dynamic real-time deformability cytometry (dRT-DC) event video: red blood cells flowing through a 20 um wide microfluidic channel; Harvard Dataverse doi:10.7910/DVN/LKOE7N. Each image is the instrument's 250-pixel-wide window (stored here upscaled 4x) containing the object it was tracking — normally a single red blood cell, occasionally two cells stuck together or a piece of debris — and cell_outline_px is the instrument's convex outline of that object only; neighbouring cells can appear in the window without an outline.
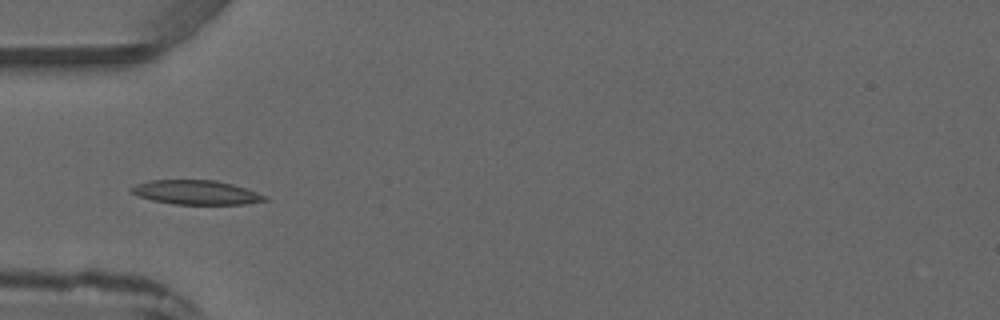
{"species": "common noctule bat (a hibernating species)", "species_latin": "Nyctalus noctula", "temperature_condition": "warm", "stored_images_in_passage": 3, "camera_frame_rate_fps": 3000, "um_per_image_px": 0.085, "animal": {"sex": "male", "forearm_length_mm": 52.5}, "frame": {"image": 1, "passage_image": 2, "time_ms": 2.333, "image_size_px": [1000, 320], "cell_outline_px": [[268, 200], [244, 204], [176, 204], [152, 200], [136, 196], [128, 188], [136, 184], [148, 180], [216, 180], [232, 184], [268, 196]], "centroid_in_image_um": [16.64, 16.35], "position_along_channel_um": 68.4, "area_um2": 18.84}}
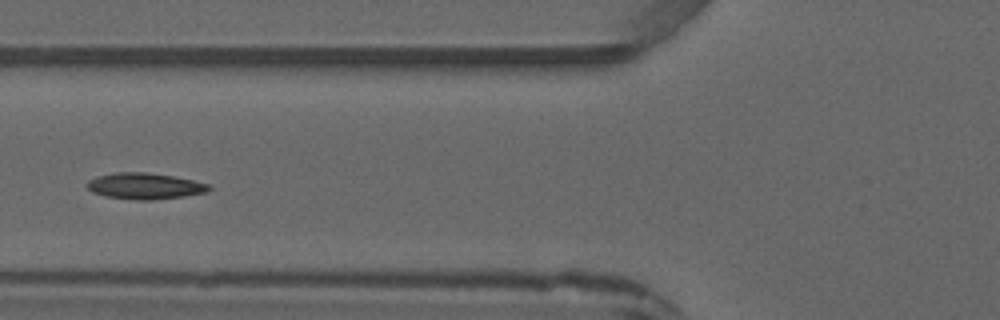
{"frame": {"image": 2, "passage_image": 3, "time_ms": 3.333, "image_size_px": [1000, 320], "cell_outline_px": [[212, 188], [208, 192], [184, 196], [152, 200], [136, 200], [108, 196], [92, 192], [84, 184], [88, 180], [96, 176], [116, 172], [144, 172], [172, 176], [192, 180], [208, 184]], "centroid_in_image_um": [12.29, 15.81], "position_along_channel_um": 113.5, "area_um2": 18.55}}